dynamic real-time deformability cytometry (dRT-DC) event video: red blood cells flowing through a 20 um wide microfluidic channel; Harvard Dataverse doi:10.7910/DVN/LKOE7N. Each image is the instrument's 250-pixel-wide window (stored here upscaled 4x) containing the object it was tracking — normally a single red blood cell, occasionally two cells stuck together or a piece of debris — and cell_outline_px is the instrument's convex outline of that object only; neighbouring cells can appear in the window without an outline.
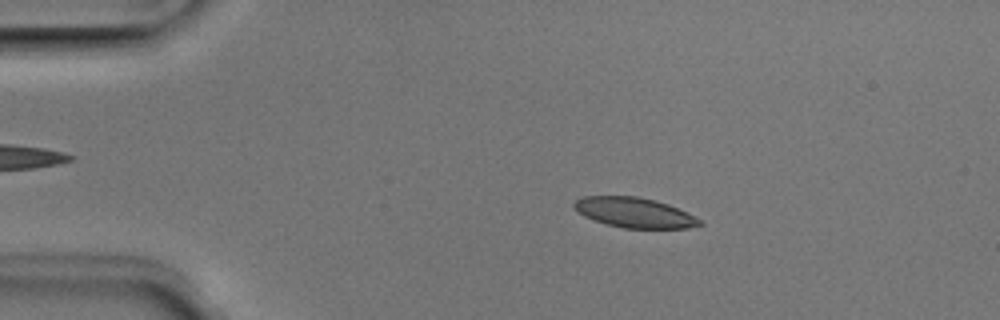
{"species": "Egyptian fruit bat (a non-hibernating species)", "species_latin": "Rousettus aegyptiacus", "temperature_condition": "room temperature", "stored_images_in_passage": 5, "camera_frame_rate_fps": 3000, "um_per_image_px": 0.085, "animal": {"sex": "male"}, "frame": {"image": 1, "passage_image": 3, "time_ms": 0.667, "image_size_px": [1000, 320], "cell_outline_px": [[704, 224], [688, 228], [624, 228], [608, 224], [584, 216], [572, 204], [576, 200], [584, 196], [636, 196], [656, 200], [668, 204], [688, 212], [700, 220]], "centroid_in_image_um": [53.97, 18.06], "position_along_channel_um": 31.0, "area_um2": 21.79}}
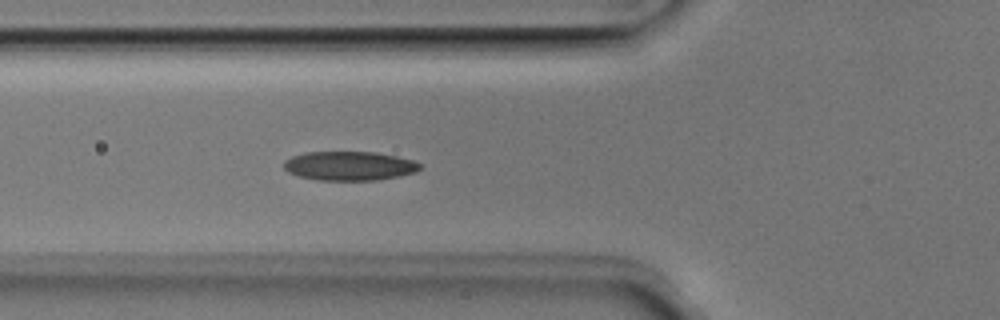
{"frame": {"image": 2, "passage_image": 5, "time_ms": 1.333, "image_size_px": [1000, 320], "cell_outline_px": [[420, 168], [416, 172], [400, 176], [376, 180], [320, 180], [300, 176], [288, 172], [284, 168], [284, 160], [292, 156], [304, 152], [376, 152], [396, 156], [412, 160], [420, 164]], "centroid_in_image_um": [29.69, 14.09], "position_along_channel_um": 96.1, "area_um2": 23.0}}